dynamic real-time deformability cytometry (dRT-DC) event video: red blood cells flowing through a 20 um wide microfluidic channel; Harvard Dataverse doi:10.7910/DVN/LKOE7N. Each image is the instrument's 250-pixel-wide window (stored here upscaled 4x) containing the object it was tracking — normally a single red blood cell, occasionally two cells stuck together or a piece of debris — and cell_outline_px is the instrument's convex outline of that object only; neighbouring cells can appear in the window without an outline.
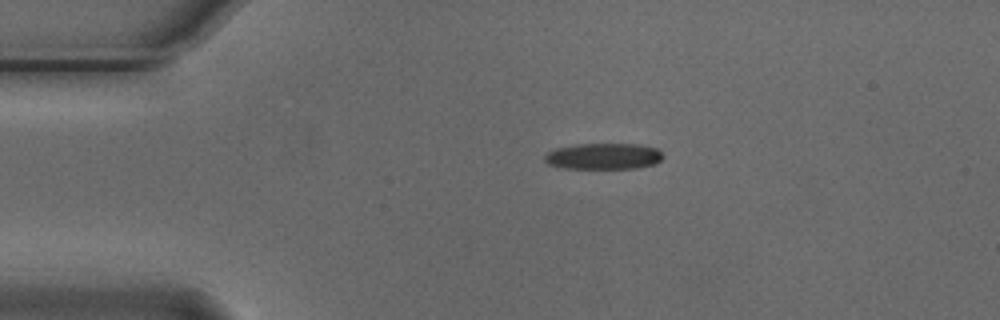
{"species": "Egyptian fruit bat (a non-hibernating species)", "species_latin": "Rousettus aegyptiacus", "temperature_condition": "cold", "stored_images_in_passage": 1, "camera_frame_rate_fps": 3000, "um_per_image_px": 0.085, "animal": {"sex": "male"}, "frame": {"image": 1, "passage_image": 1, "time_ms": 0.0, "image_size_px": [1000, 320], "cell_outline_px": [[664, 156], [656, 164], [636, 168], [564, 168], [548, 164], [544, 160], [544, 156], [548, 152], [556, 148], [576, 144], [640, 144], [656, 148]], "centroid_in_image_um": [51.3, 13.28], "position_along_channel_um": 33.7, "area_um2": 18.03}}